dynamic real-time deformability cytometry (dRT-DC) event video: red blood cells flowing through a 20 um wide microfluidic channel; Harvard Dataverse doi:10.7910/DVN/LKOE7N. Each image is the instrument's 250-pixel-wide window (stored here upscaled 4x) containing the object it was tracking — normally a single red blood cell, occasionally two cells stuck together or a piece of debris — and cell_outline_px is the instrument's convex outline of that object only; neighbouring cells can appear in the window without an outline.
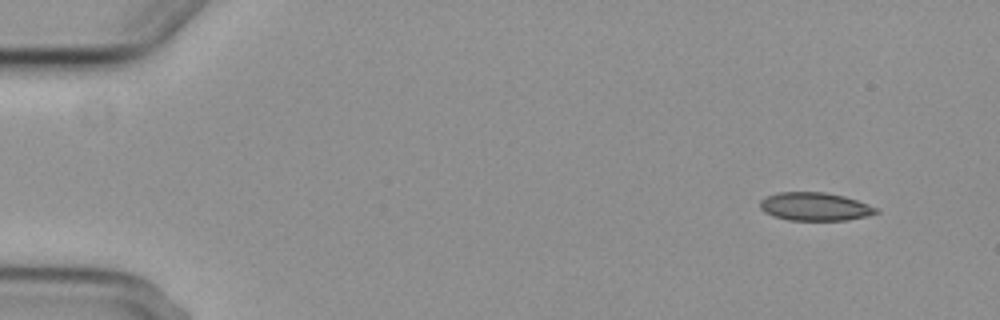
{"species": "common noctule bat (a hibernating species)", "species_latin": "Nyctalus noctula", "temperature_condition": "cold", "stored_images_in_passage": 5, "camera_frame_rate_fps": 3000, "um_per_image_px": 0.085, "animal": {"sex": "female", "body_mass_g": 29.2, "forearm_length_mm": 56.3}, "frame": {"image": 1, "passage_image": 1, "time_ms": 0.0, "image_size_px": [1000, 320], "cell_outline_px": [[880, 212], [868, 216], [848, 220], [788, 220], [772, 216], [764, 212], [760, 208], [760, 200], [764, 196], [776, 192], [824, 192], [844, 196], [856, 200], [876, 208]], "centroid_in_image_um": [69.22, 17.56], "position_along_channel_um": 15.8, "area_um2": 19.19}}
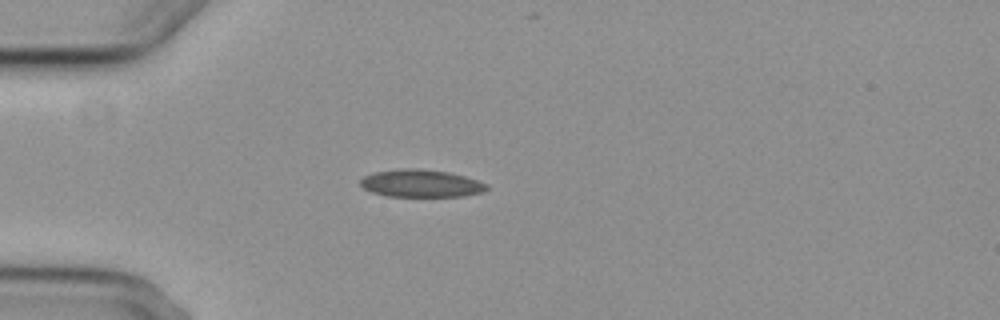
{"frame": {"image": 2, "passage_image": 4, "time_ms": 3.667, "image_size_px": [1000, 320], "cell_outline_px": [[488, 188], [480, 192], [464, 196], [388, 196], [372, 192], [364, 188], [360, 184], [360, 180], [364, 176], [376, 172], [404, 168], [416, 168], [448, 172], [464, 176], [488, 184]], "centroid_in_image_um": [35.78, 15.58], "position_along_channel_um": 49.2, "area_um2": 20.0}}